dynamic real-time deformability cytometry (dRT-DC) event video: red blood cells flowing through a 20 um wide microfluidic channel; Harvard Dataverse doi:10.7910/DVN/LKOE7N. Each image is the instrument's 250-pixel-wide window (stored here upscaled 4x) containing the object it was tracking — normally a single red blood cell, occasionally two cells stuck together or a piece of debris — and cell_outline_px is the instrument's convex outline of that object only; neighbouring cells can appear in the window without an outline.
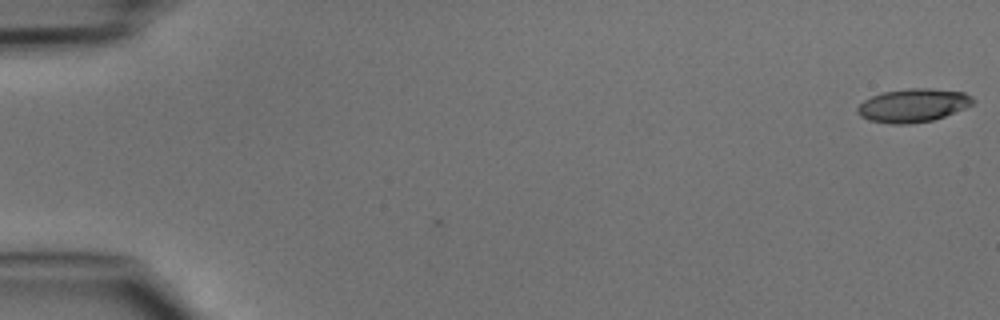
{"species": "common noctule bat (a hibernating species)", "species_latin": "Nyctalus noctula", "temperature_condition": "cold", "stored_images_in_passage": 3, "camera_frame_rate_fps": 3000, "um_per_image_px": 0.085, "animal": {"sex": "male", "body_mass_g": 15.6}, "frame": {"image": 1, "passage_image": 3, "time_ms": 0.667, "image_size_px": [1000, 320], "cell_outline_px": [[976, 100], [972, 104], [964, 108], [944, 116], [932, 120], [912, 124], [892, 124], [868, 120], [860, 116], [856, 112], [856, 108], [864, 100], [872, 96], [884, 92], [908, 88], [932, 88], [964, 92], [972, 96]], "centroid_in_image_um": [77.6, 8.95], "position_along_channel_um": 7.4, "area_um2": 22.54}}